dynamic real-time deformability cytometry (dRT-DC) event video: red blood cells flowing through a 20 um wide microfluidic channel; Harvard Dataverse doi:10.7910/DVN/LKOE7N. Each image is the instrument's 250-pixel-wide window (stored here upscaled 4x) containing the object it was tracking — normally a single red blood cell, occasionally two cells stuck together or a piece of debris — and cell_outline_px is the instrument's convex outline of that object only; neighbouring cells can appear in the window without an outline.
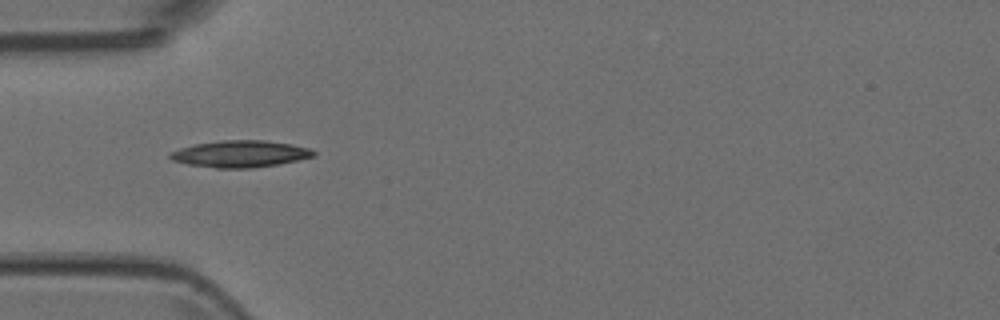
{"species": "Egyptian fruit bat (a non-hibernating species)", "species_latin": "Rousettus aegyptiacus", "temperature_condition": "room temperature", "stored_images_in_passage": 4, "camera_frame_rate_fps": 3000, "um_per_image_px": 0.085, "animal": {"sex": "female"}, "frame": {"image": 1, "passage_image": 1, "time_ms": 0.0, "image_size_px": [1000, 320], "cell_outline_px": [[316, 156], [276, 164], [248, 168], [216, 168], [188, 164], [172, 160], [168, 156], [168, 152], [192, 144], [220, 140], [264, 140], [292, 144], [308, 148], [316, 152]], "centroid_in_image_um": [20.37, 13.07], "position_along_channel_um": 64.6, "area_um2": 22.37}}
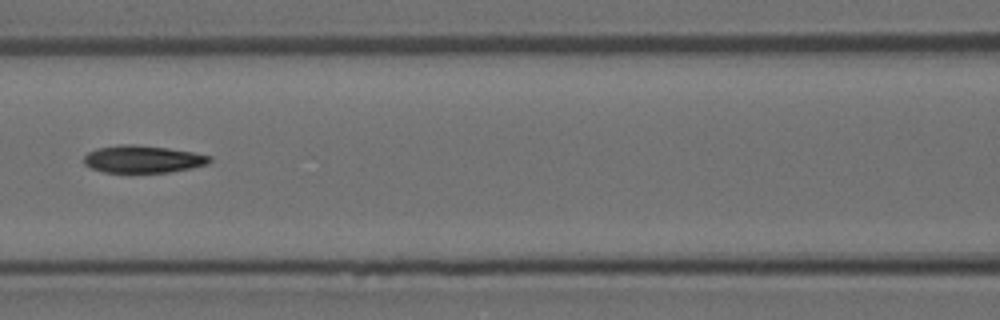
{"frame": {"image": 2, "passage_image": 3, "time_ms": 0.667, "image_size_px": [1000, 320], "cell_outline_px": [[212, 160], [208, 164], [192, 168], [168, 172], [104, 172], [92, 168], [84, 164], [84, 156], [88, 152], [96, 148], [120, 144], [132, 144], [168, 148], [192, 152], [212, 156]], "centroid_in_image_um": [12.15, 13.52], "position_along_channel_um": 154.5, "area_um2": 20.06}}
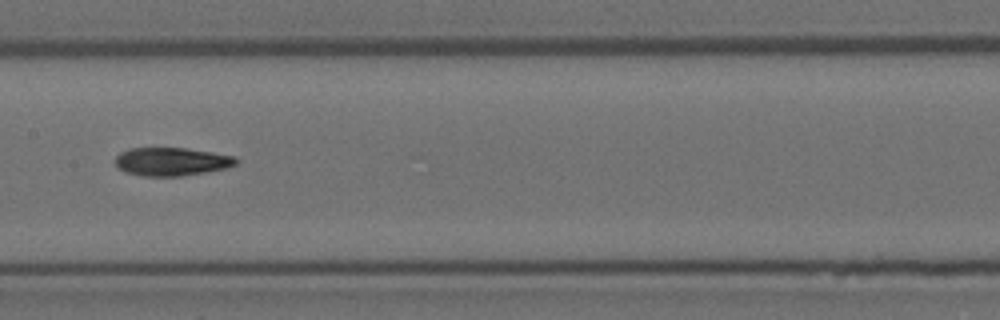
{"frame": {"image": 3, "passage_image": 4, "time_ms": 1.0, "image_size_px": [1000, 320], "cell_outline_px": [[236, 164], [228, 168], [180, 176], [144, 176], [128, 172], [120, 168], [116, 164], [116, 156], [120, 152], [128, 148], [188, 148], [236, 156]], "centroid_in_image_um": [14.61, 13.72], "position_along_channel_um": 192.8, "area_um2": 19.77}}